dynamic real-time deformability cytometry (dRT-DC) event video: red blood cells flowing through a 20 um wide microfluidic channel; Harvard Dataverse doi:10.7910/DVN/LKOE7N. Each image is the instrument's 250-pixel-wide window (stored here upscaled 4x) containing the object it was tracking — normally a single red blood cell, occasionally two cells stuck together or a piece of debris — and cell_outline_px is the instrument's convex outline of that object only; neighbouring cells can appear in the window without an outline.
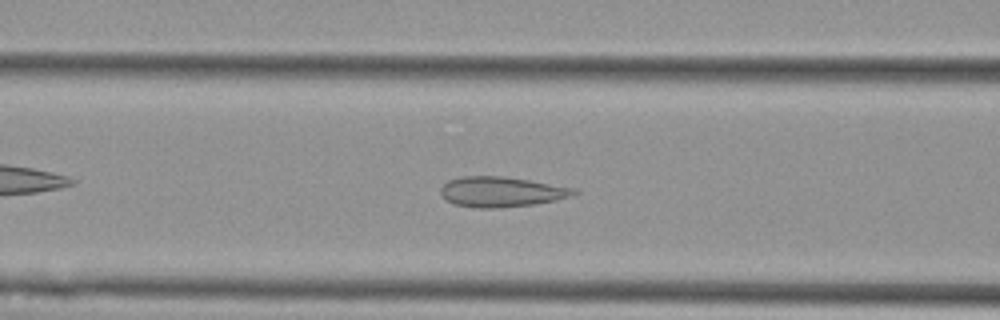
{"species": "Egyptian fruit bat (a non-hibernating species)", "species_latin": "Rousettus aegyptiacus", "temperature_condition": "cold", "stored_images_in_passage": 47, "camera_frame_rate_fps": 3000, "um_per_image_px": 0.085, "animal": {"sex": "female"}, "frame": {"image": 1, "passage_image": 13, "time_ms": 4.0, "image_size_px": [1000, 320], "cell_outline_px": [[580, 192], [556, 200], [532, 204], [500, 208], [476, 208], [456, 204], [448, 200], [440, 192], [440, 188], [448, 180], [460, 176], [504, 176], [576, 188]], "centroid_in_image_um": [42.61, 16.29], "position_along_channel_um": 124.0, "area_um2": 23.29}}
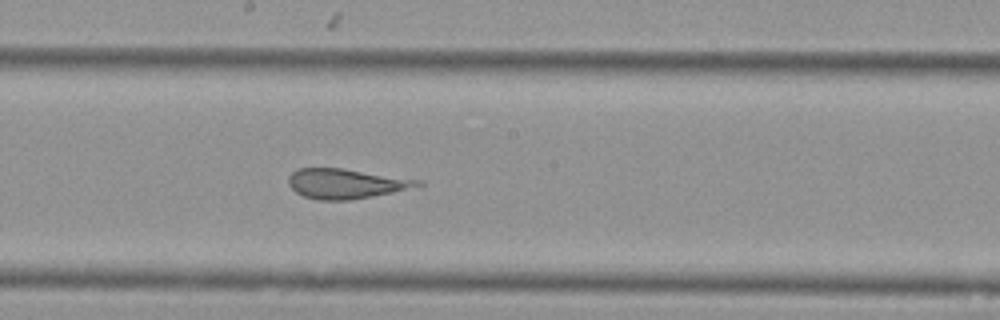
{"frame": {"image": 2, "passage_image": 21, "time_ms": 6.667, "image_size_px": [1000, 320], "cell_outline_px": [[424, 184], [392, 192], [372, 196], [348, 200], [316, 200], [304, 196], [296, 192], [288, 184], [288, 176], [296, 168], [340, 168], [424, 180]], "centroid_in_image_um": [29.37, 15.6], "position_along_channel_um": 218.8, "area_um2": 22.37}}
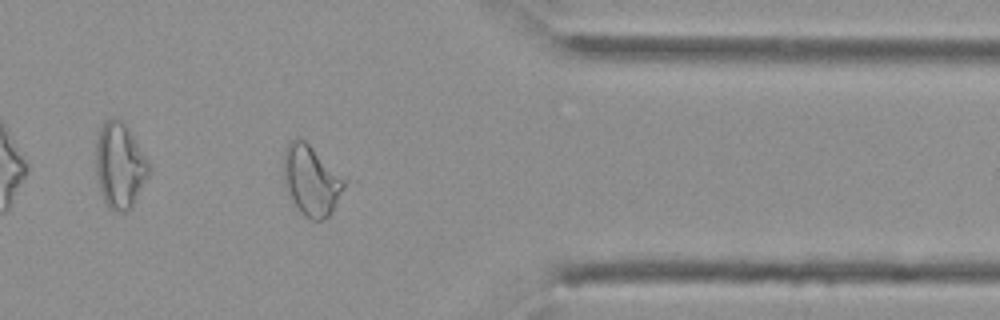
{"frame": {"image": 3, "passage_image": 36, "time_ms": 11.667, "image_size_px": [1000, 320], "cell_outline_px": [[348, 184], [332, 212], [324, 220], [312, 220], [304, 216], [300, 212], [288, 192], [284, 176], [284, 152], [288, 144], [296, 136], [300, 136]], "centroid_in_image_um": [26.46, 15.37], "position_along_channel_um": 384.9, "area_um2": 24.28}}